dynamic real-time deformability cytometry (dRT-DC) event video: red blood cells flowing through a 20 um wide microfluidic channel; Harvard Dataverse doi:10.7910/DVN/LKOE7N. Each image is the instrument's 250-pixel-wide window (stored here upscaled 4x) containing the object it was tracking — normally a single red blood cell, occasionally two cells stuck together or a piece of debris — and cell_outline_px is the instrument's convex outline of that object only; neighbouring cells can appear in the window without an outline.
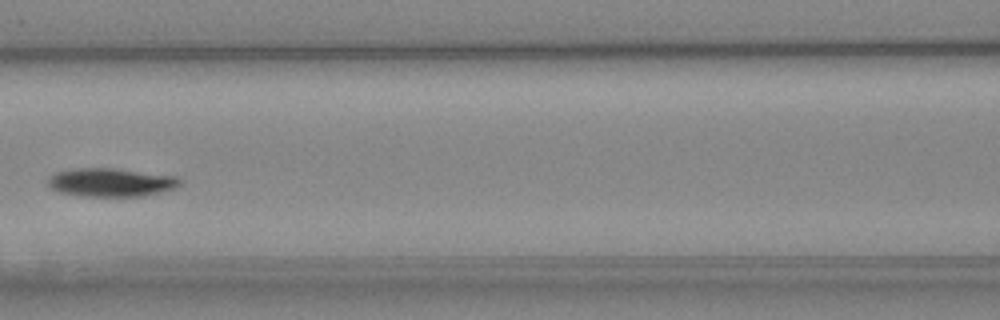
{"species": "Egyptian fruit bat (a non-hibernating species)", "species_latin": "Rousettus aegyptiacus", "temperature_condition": "cold", "stored_images_in_passage": 4, "camera_frame_rate_fps": 3000, "um_per_image_px": 0.085, "animal": {"sex": "female"}, "frame": {"image": 1, "passage_image": 4, "time_ms": 3.333, "image_size_px": [1000, 320], "cell_outline_px": [[184, 180], [176, 188], [144, 196], [80, 196], [60, 192], [52, 188], [48, 184], [48, 176], [56, 172], [76, 168], [112, 168], [176, 176]], "centroid_in_image_um": [9.45, 15.5], "position_along_channel_um": 157.2, "area_um2": 21.91}}